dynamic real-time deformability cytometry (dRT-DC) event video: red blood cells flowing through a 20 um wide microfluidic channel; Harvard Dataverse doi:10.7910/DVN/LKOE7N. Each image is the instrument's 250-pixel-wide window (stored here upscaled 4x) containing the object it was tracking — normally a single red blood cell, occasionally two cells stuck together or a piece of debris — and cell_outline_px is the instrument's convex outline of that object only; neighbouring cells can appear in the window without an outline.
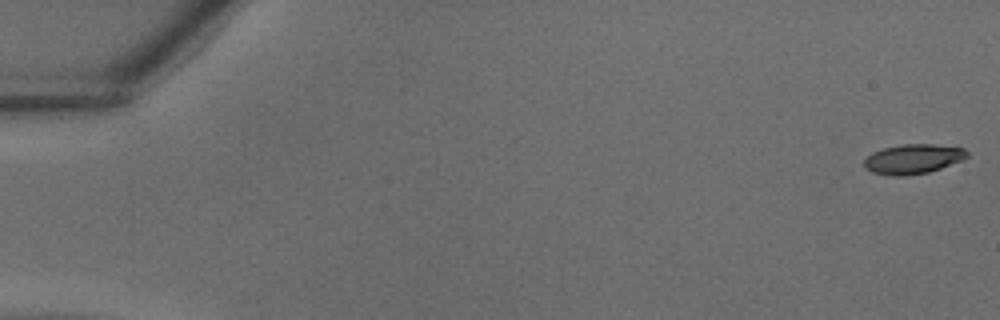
{"species": "common noctule bat (a hibernating species)", "species_latin": "Nyctalus noctula", "temperature_condition": "warm", "stored_images_in_passage": 7, "camera_frame_rate_fps": 3000, "um_per_image_px": 0.085, "animal": {"sex": "male", "body_mass_g": 18.8}, "frame": {"image": 1, "passage_image": 1, "time_ms": 0.0, "image_size_px": [1000, 320], "cell_outline_px": [[968, 156], [960, 160], [940, 168], [928, 172], [904, 176], [892, 176], [872, 172], [864, 168], [864, 160], [872, 152], [884, 148], [900, 144], [936, 144], [964, 148], [968, 152]], "centroid_in_image_um": [77.58, 13.51], "position_along_channel_um": 7.4, "area_um2": 17.74}}